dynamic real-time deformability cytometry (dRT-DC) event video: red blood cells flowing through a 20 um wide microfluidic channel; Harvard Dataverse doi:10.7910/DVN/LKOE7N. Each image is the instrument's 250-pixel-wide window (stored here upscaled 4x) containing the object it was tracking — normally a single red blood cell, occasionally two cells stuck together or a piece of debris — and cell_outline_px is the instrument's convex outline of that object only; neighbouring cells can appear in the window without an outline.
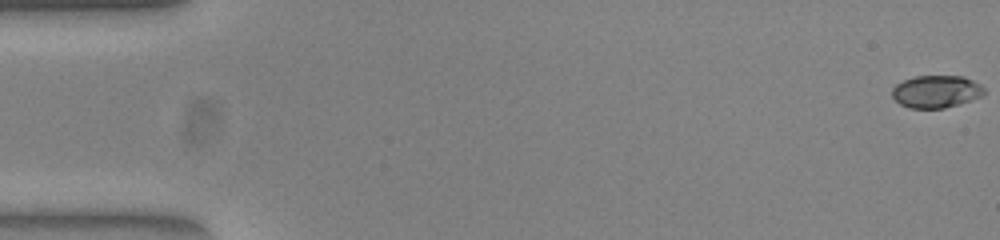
{"species": "common noctule bat (a hibernating species)", "species_latin": "Nyctalus noctula", "temperature_condition": "warm", "stored_images_in_passage": 53, "camera_frame_rate_fps": 3000, "um_per_image_px": 0.085, "animal": {"sex": "female", "body_mass_g": 23.0, "forearm_length_mm": 53.4}, "frame": {"image": 1, "passage_image": 1, "time_ms": 0.0, "image_size_px": [1000, 240], "cell_outline_px": [[968, 84], [960, 100], [952, 104], [940, 108], [916, 108], [904, 104], [896, 100], [892, 92], [900, 84], [908, 80], [920, 76], [956, 76], [968, 80]], "centroid_in_image_um": [79.13, 7.77], "position_along_channel_um": 5.9, "area_um2": 13.87}}
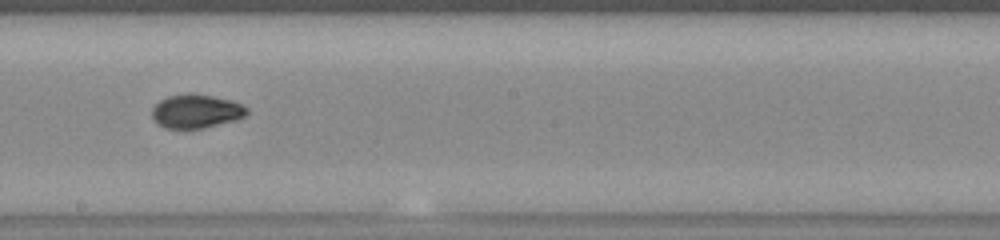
{"frame": {"image": 2, "passage_image": 30, "time_ms": 9.667, "image_size_px": [1000, 240], "cell_outline_px": [[244, 112], [240, 116], [192, 128], [176, 128], [164, 124], [156, 120], [156, 108], [164, 100], [176, 96], [204, 96], [236, 104], [244, 108]], "centroid_in_image_um": [16.61, 9.47], "position_along_channel_um": 231.6, "area_um2": 15.2}}
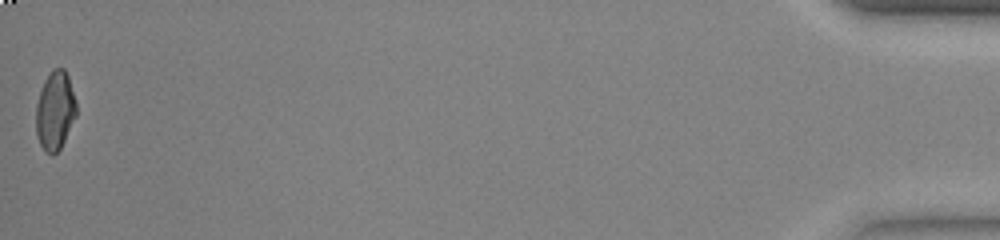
{"frame": {"image": 3, "passage_image": 53, "time_ms": 17.333, "image_size_px": [1000, 240], "cell_outline_px": [[76, 112], [60, 148], [56, 152], [48, 152], [44, 148], [40, 140], [36, 128], [36, 112], [40, 96], [44, 84], [48, 76], [52, 72], [60, 68], [64, 72], [68, 80], [76, 108]], "centroid_in_image_um": [4.67, 9.44], "position_along_channel_um": 430.5, "area_um2": 16.76}, "authors_computed_cell_mechanics": {"area_um2": 15.5482, "velocity_mm_per_s": 3.9263, "shape_relaxation_time_tau1_ms": null, "shape_relaxation_time_tau2_ms": 1.7442, "deformation_change_tau1": null, "deformation_change_tau2": 0.0547}}